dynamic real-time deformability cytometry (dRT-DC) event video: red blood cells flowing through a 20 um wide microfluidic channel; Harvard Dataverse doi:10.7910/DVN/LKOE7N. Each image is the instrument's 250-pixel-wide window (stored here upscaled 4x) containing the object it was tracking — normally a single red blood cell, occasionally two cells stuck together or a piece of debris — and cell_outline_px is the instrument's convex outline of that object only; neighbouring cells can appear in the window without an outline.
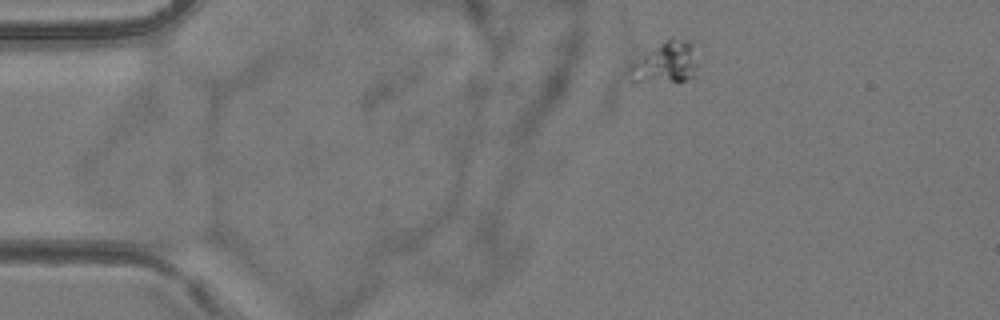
{"species": "common noctule bat (a hibernating species)", "species_latin": "Nyctalus noctula", "temperature_condition": "room temperature", "stored_images_in_passage": 51, "camera_frame_rate_fps": 3000, "um_per_image_px": 0.085, "animal": {"sex": "female", "body_mass_g": 24.6, "forearm_length_mm": 56.2}, "frame": {"image": 1, "passage_image": 6, "time_ms": 1.667, "image_size_px": [1000, 320], "cell_outline_px": [[696, 68], [692, 76], [684, 80], [636, 84], [632, 84], [628, 68], [628, 64], [632, 60], [644, 52], [664, 40], [672, 36], [688, 40], [692, 44], [696, 64]], "centroid_in_image_um": [56.45, 5.32], "position_along_channel_um": 28.5, "area_um2": 16.99}}
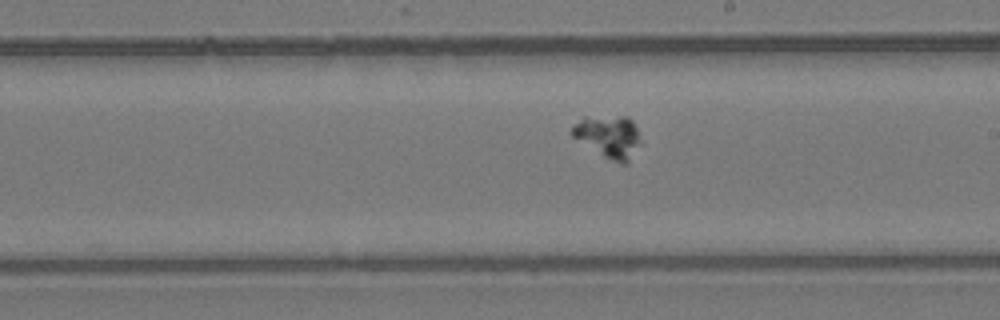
{"frame": {"image": 2, "passage_image": 28, "time_ms": 9.0, "image_size_px": [1000, 320], "cell_outline_px": [[644, 144], [628, 164], [620, 164], [604, 156], [572, 136], [572, 128], [584, 116], [628, 116], [636, 124]], "centroid_in_image_um": [51.86, 11.61], "position_along_channel_um": 237.1, "area_um2": 17.4}}
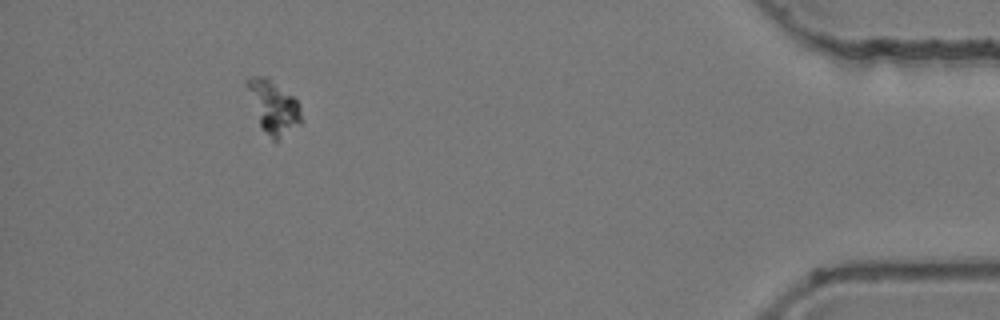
{"frame": {"image": 3, "passage_image": 47, "time_ms": 15.333, "image_size_px": [1000, 320], "cell_outline_px": [[300, 124], [276, 144], [260, 128], [244, 84], [244, 80], [248, 76], [268, 76], [292, 96], [300, 104]], "centroid_in_image_um": [23.19, 9.1], "position_along_channel_um": 412.0, "area_um2": 17.28}}